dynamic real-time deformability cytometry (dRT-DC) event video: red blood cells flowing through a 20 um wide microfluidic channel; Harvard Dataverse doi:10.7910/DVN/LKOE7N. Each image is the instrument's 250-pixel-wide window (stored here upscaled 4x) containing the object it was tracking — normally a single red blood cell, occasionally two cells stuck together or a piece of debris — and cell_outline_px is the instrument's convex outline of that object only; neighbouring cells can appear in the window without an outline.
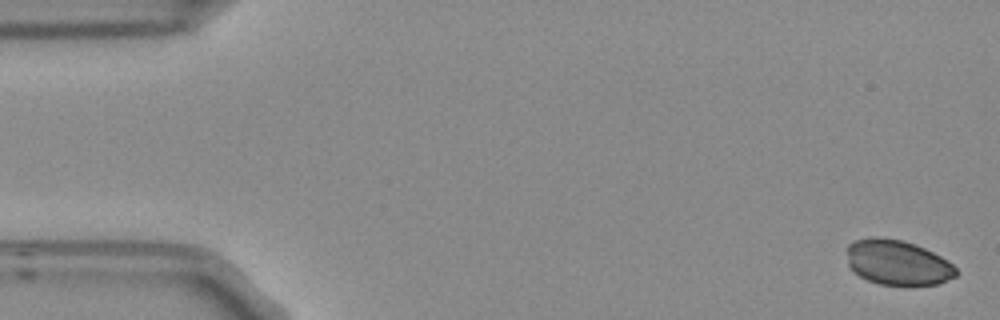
{"species": "Egyptian fruit bat (a non-hibernating species)", "species_latin": "Rousettus aegyptiacus", "temperature_condition": "room temperature", "stored_images_in_passage": 6, "camera_frame_rate_fps": 3000, "um_per_image_px": 0.085, "frame": {"image": 1, "passage_image": 1, "time_ms": 0.0, "image_size_px": [1000, 320], "cell_outline_px": [[960, 272], [956, 276], [940, 284], [880, 284], [868, 280], [852, 272], [848, 264], [848, 244], [852, 240], [872, 236], [900, 240], [916, 244], [948, 260]], "centroid_in_image_um": [76.29, 22.3], "position_along_channel_um": 8.7, "area_um2": 28.67}}
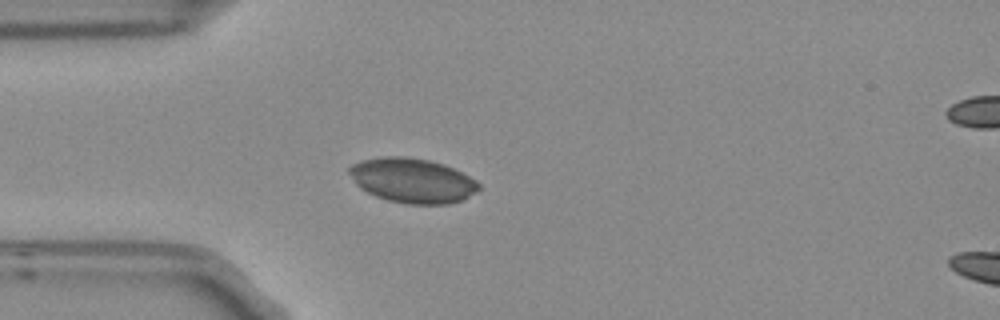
{"frame": {"image": 2, "passage_image": 5, "time_ms": 1.333, "image_size_px": [1000, 320], "cell_outline_px": [[480, 188], [476, 192], [464, 200], [448, 204], [408, 204], [388, 200], [376, 196], [360, 188], [356, 184], [348, 172], [348, 168], [352, 164], [360, 160], [384, 156], [404, 156], [428, 160], [444, 164], [476, 180], [480, 184]], "centroid_in_image_um": [35.05, 15.34], "position_along_channel_um": 50.0, "area_um2": 33.76}}